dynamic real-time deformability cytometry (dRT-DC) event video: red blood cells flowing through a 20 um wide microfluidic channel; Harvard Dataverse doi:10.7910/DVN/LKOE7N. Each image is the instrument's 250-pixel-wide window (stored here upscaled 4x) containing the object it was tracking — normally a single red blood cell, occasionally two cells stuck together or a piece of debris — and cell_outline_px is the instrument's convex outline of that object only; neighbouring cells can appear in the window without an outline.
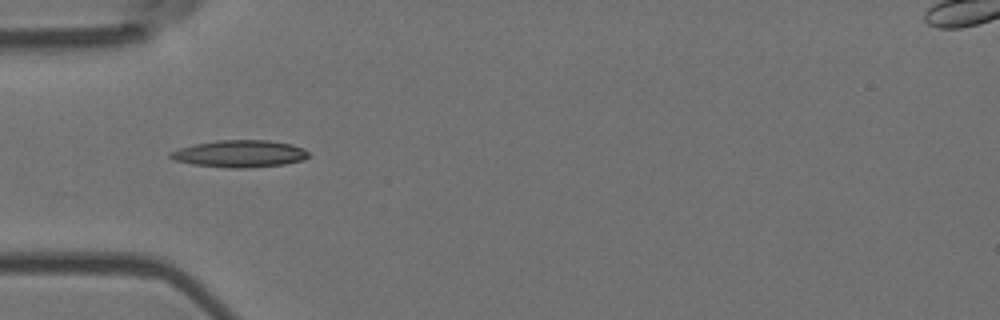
{"species": "Egyptian fruit bat (a non-hibernating species)", "species_latin": "Rousettus aegyptiacus", "temperature_condition": "room temperature", "stored_images_in_passage": 4, "camera_frame_rate_fps": 3000, "um_per_image_px": 0.085, "animal": {"sex": "female"}, "frame": {"image": 1, "passage_image": 2, "time_ms": 0.333, "image_size_px": [1000, 320], "cell_outline_px": [[308, 156], [304, 160], [284, 164], [248, 168], [228, 168], [192, 164], [176, 160], [168, 156], [168, 152], [192, 144], [216, 140], [268, 140], [292, 144], [304, 148], [308, 152]], "centroid_in_image_um": [20.37, 13.06], "position_along_channel_um": 64.6, "area_um2": 21.96}}
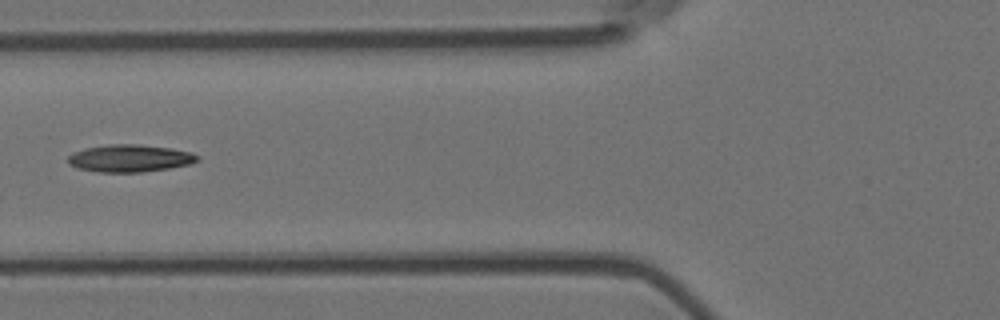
{"frame": {"image": 2, "passage_image": 3, "time_ms": 0.667, "image_size_px": [1000, 320], "cell_outline_px": [[200, 160], [188, 164], [168, 168], [140, 172], [100, 172], [76, 168], [68, 164], [68, 156], [72, 152], [84, 148], [108, 144], [140, 144], [172, 148], [192, 152], [200, 156]], "centroid_in_image_um": [11.02, 13.44], "position_along_channel_um": 114.8, "area_um2": 20.81}}
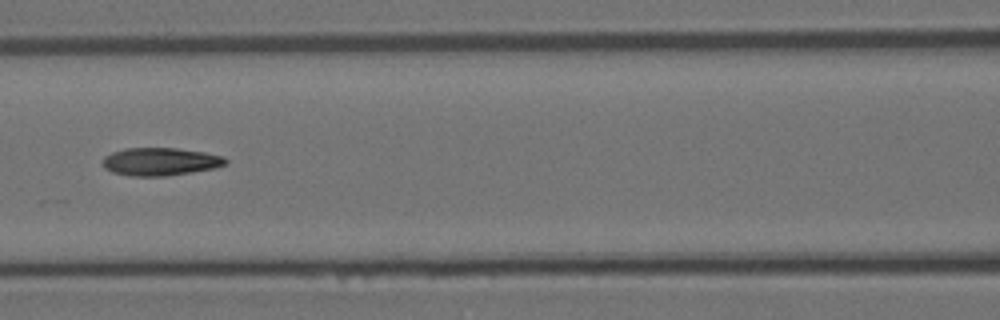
{"frame": {"image": 3, "passage_image": 4, "time_ms": 1.0, "image_size_px": [1000, 320], "cell_outline_px": [[228, 160], [224, 164], [212, 168], [192, 172], [168, 176], [128, 176], [112, 172], [104, 168], [104, 156], [112, 152], [124, 148], [176, 148], [204, 152], [224, 156]], "centroid_in_image_um": [13.6, 13.74], "position_along_channel_um": 153.0, "area_um2": 19.94}}